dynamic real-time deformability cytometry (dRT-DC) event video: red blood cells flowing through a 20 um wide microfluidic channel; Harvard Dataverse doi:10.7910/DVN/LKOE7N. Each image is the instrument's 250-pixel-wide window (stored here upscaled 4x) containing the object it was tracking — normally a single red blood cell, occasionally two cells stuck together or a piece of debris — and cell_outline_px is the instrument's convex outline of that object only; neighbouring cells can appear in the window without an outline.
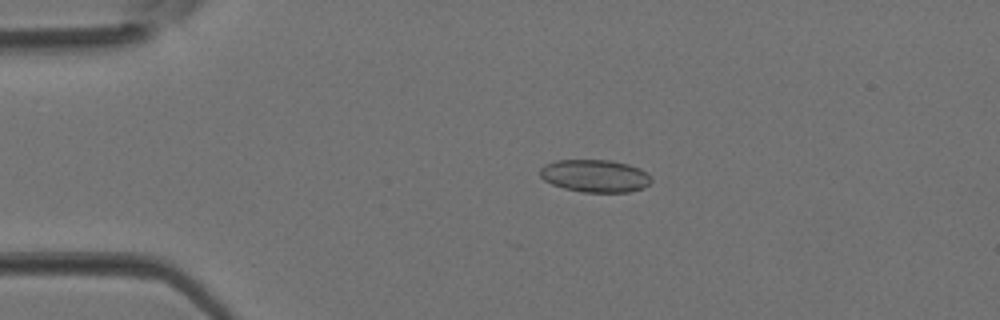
{"species": "Egyptian fruit bat (a non-hibernating species)", "species_latin": "Rousettus aegyptiacus", "temperature_condition": "room temperature", "stored_images_in_passage": 4, "camera_frame_rate_fps": 3000, "um_per_image_px": 0.085, "animal": {"sex": "female"}, "frame": {"image": 1, "passage_image": 3, "time_ms": 0.667, "image_size_px": [1000, 320], "cell_outline_px": [[652, 180], [644, 188], [628, 192], [584, 192], [564, 188], [552, 184], [544, 180], [540, 176], [540, 168], [544, 164], [556, 160], [612, 160], [628, 164], [640, 168]], "centroid_in_image_um": [50.55, 14.94], "position_along_channel_um": 34.4, "area_um2": 21.1}}
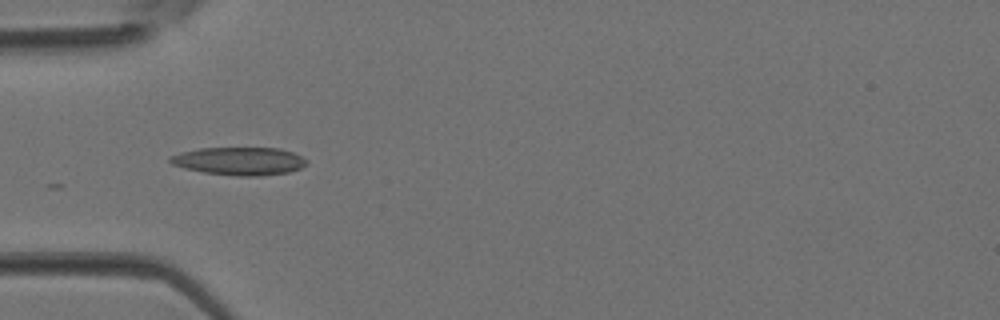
{"frame": {"image": 2, "passage_image": 4, "time_ms": 1.0, "image_size_px": [1000, 320], "cell_outline_px": [[308, 164], [300, 168], [288, 172], [260, 176], [236, 176], [204, 172], [184, 168], [172, 164], [168, 160], [168, 156], [180, 152], [200, 148], [280, 148], [292, 152], [308, 160]], "centroid_in_image_um": [20.33, 13.69], "position_along_channel_um": 64.7, "area_um2": 22.31}}